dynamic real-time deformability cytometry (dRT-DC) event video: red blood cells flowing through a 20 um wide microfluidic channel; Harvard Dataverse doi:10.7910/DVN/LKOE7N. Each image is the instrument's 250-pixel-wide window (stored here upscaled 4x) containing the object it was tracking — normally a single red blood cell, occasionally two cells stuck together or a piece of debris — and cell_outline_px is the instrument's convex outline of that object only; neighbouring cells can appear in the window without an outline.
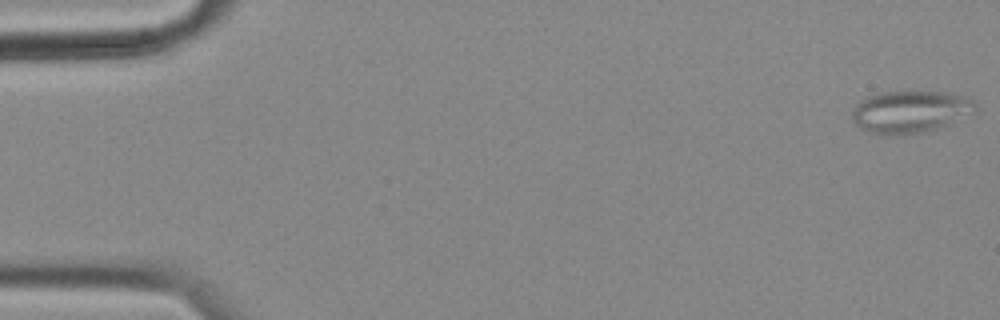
{"species": "common noctule bat (a hibernating species)", "species_latin": "Nyctalus noctula", "temperature_condition": "cold", "stored_images_in_passage": 17, "camera_frame_rate_fps": 3000, "um_per_image_px": 0.085, "animal": {"sex": "female", "body_mass_g": 18.4}, "frame": {"image": 1, "passage_image": 1, "time_ms": 0.0, "image_size_px": [1000, 320], "cell_outline_px": [[980, 108], [948, 124], [936, 128], [920, 132], [892, 136], [880, 136], [868, 132], [860, 128], [852, 120], [852, 112], [856, 104], [860, 100], [868, 96], [880, 92], [944, 92], [964, 96], [972, 100]], "centroid_in_image_um": [77.31, 9.51], "position_along_channel_um": 7.7, "area_um2": 30.29}}
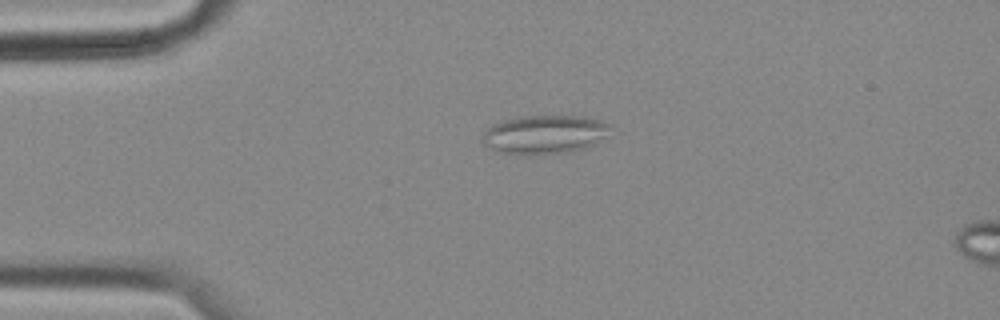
{"frame": {"image": 2, "passage_image": 13, "time_ms": 4.0, "image_size_px": [1000, 320], "cell_outline_px": [[608, 136], [596, 144], [572, 152], [496, 152], [488, 148], [480, 140], [480, 136], [492, 124], [516, 116], [584, 116], [600, 120], [608, 124]], "centroid_in_image_um": [46.28, 11.39], "position_along_channel_um": 38.7, "area_um2": 28.5}}